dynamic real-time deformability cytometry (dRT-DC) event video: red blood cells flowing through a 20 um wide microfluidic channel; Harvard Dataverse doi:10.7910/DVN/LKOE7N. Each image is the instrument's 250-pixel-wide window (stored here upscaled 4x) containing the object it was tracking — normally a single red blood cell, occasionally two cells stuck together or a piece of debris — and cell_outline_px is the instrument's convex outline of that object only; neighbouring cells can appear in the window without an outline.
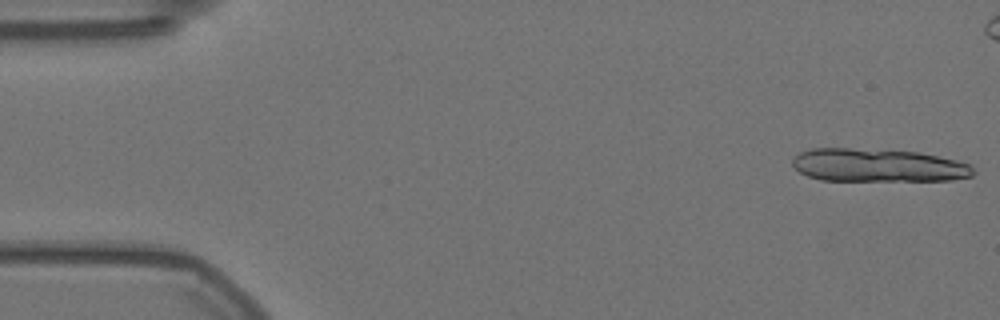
{"species": "Egyptian fruit bat (a non-hibernating species)", "species_latin": "Rousettus aegyptiacus", "temperature_condition": "warm", "stored_images_in_passage": 13, "camera_frame_rate_fps": 3000, "um_per_image_px": 0.085, "animal": {"sex": "female"}, "frame": {"image": 1, "passage_image": 1, "time_ms": 0.0, "image_size_px": [1000, 320], "cell_outline_px": [[976, 172], [972, 176], [952, 180], [820, 180], [808, 176], [800, 172], [792, 164], [792, 156], [800, 152], [812, 148], [848, 148], [920, 152], [956, 160], [968, 164]], "centroid_in_image_um": [74.6, 14.05], "position_along_channel_um": 10.4, "area_um2": 34.85}}